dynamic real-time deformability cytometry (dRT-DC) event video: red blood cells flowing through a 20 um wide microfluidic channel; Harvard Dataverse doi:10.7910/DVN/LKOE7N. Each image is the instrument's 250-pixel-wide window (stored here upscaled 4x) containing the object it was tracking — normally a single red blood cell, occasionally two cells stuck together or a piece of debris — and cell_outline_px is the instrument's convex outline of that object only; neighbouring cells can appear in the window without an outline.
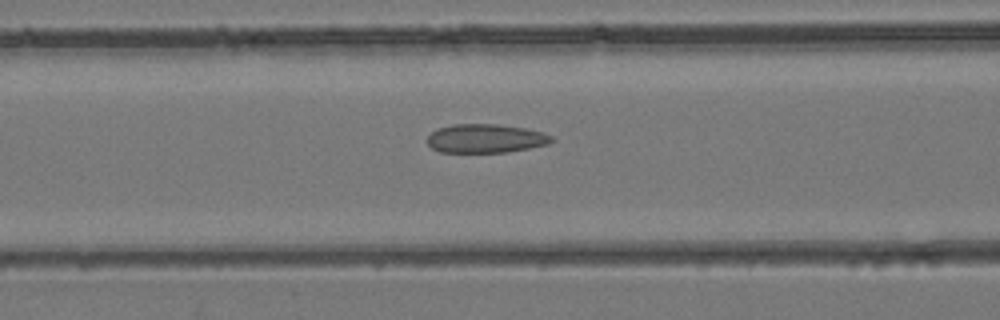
{"species": "common noctule bat (a hibernating species)", "species_latin": "Nyctalus noctula", "temperature_condition": "room temperature", "stored_images_in_passage": 26, "camera_frame_rate_fps": 3000, "um_per_image_px": 0.085, "animal": {"sex": "female", "body_mass_g": 24.6, "forearm_length_mm": 56.2}, "frame": {"image": 1, "passage_image": 9, "time_ms": 2.667, "image_size_px": [1000, 320], "cell_outline_px": [[556, 140], [548, 144], [508, 152], [440, 152], [432, 148], [428, 144], [428, 136], [436, 128], [452, 124], [496, 124], [524, 128], [544, 132], [552, 136]], "centroid_in_image_um": [41.29, 11.76], "position_along_channel_um": 125.3, "area_um2": 20.92}}
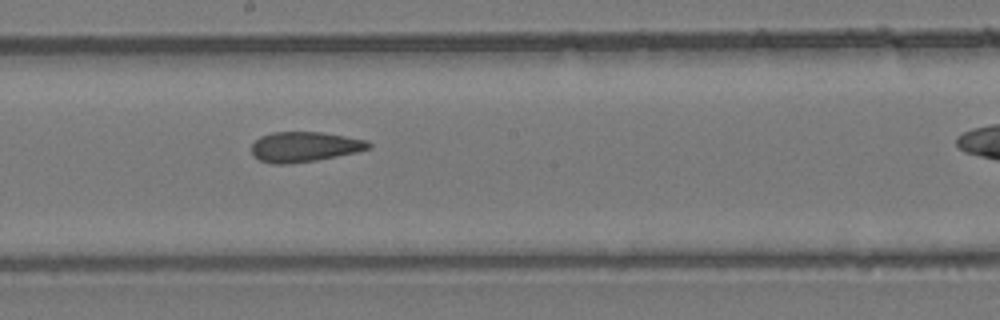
{"frame": {"image": 2, "passage_image": 15, "time_ms": 4.667, "image_size_px": [1000, 320], "cell_outline_px": [[372, 148], [356, 152], [316, 160], [288, 164], [272, 164], [260, 160], [252, 156], [252, 144], [260, 136], [272, 132], [320, 132], [368, 140], [372, 144]], "centroid_in_image_um": [25.88, 12.48], "position_along_channel_um": 222.3, "area_um2": 20.58}}
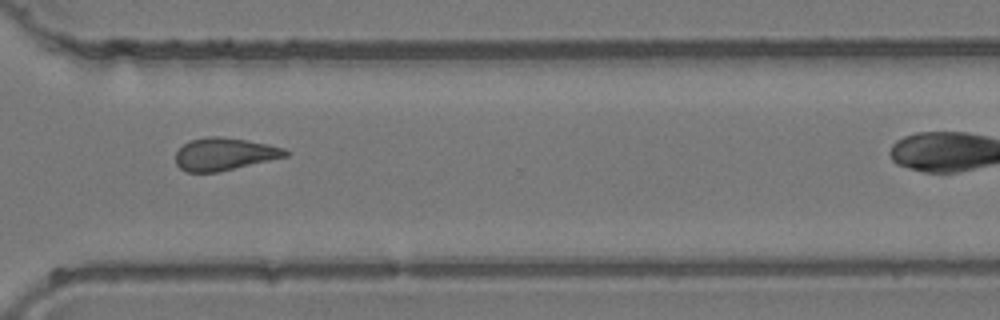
{"frame": {"image": 3, "passage_image": 23, "time_ms": 7.333, "image_size_px": [1000, 320], "cell_outline_px": [[288, 156], [216, 172], [188, 172], [180, 168], [176, 164], [176, 152], [188, 140], [204, 136], [220, 136], [248, 140], [268, 144], [284, 148], [288, 152]], "centroid_in_image_um": [19.05, 13.08], "position_along_channel_um": 351.6, "area_um2": 20.75}}